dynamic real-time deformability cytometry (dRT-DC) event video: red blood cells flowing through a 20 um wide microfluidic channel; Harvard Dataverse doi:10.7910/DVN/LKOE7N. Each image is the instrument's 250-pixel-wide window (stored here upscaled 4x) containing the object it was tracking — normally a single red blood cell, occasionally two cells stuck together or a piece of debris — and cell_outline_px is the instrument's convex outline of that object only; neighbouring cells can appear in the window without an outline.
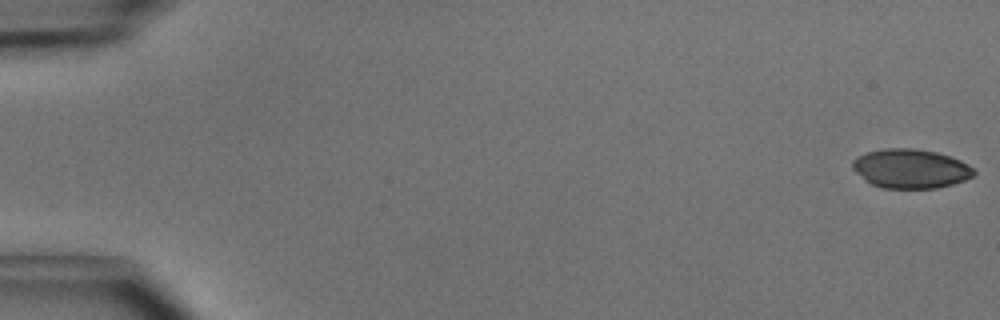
{"species": "common noctule bat (a hibernating species)", "species_latin": "Nyctalus noctula", "temperature_condition": "cold", "stored_images_in_passage": 49, "camera_frame_rate_fps": 3000, "um_per_image_px": 0.085, "animal": {"sex": "male", "body_mass_g": 15.6}, "frame": {"image": 1, "passage_image": 1, "time_ms": 0.0, "image_size_px": [1000, 320], "cell_outline_px": [[976, 172], [972, 176], [964, 180], [952, 184], [936, 188], [884, 188], [872, 184], [856, 172], [852, 168], [852, 160], [868, 152], [888, 148], [912, 148], [936, 152], [960, 160], [968, 164]], "centroid_in_image_um": [77.41, 14.33], "position_along_channel_um": 7.6, "area_um2": 27.34}}
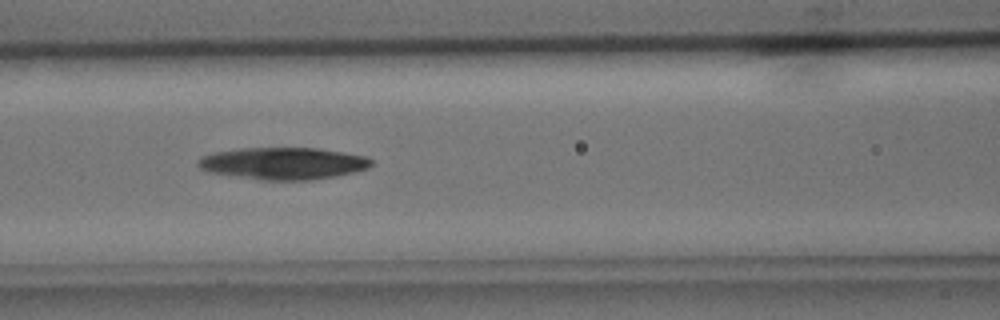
{"frame": {"image": 2, "passage_image": 22, "time_ms": 7.0, "image_size_px": [1000, 320], "cell_outline_px": [[372, 164], [368, 168], [356, 172], [336, 176], [308, 180], [260, 180], [204, 172], [196, 164], [196, 160], [200, 156], [212, 152], [240, 148], [320, 148], [368, 156], [372, 160]], "centroid_in_image_um": [24.02, 13.89], "position_along_channel_um": 142.6, "area_um2": 32.95}}
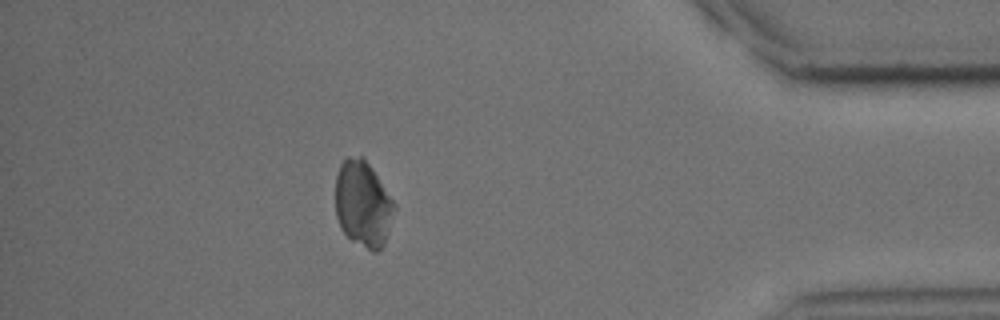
{"frame": {"image": 3, "passage_image": 44, "time_ms": 14.333, "image_size_px": [1000, 320], "cell_outline_px": [[396, 208], [384, 244], [376, 252], [372, 252], [352, 240], [340, 228], [336, 216], [336, 176], [340, 164], [344, 156], [364, 156], [396, 204]], "centroid_in_image_um": [30.85, 17.3], "position_along_channel_um": 404.3, "area_um2": 29.77}}